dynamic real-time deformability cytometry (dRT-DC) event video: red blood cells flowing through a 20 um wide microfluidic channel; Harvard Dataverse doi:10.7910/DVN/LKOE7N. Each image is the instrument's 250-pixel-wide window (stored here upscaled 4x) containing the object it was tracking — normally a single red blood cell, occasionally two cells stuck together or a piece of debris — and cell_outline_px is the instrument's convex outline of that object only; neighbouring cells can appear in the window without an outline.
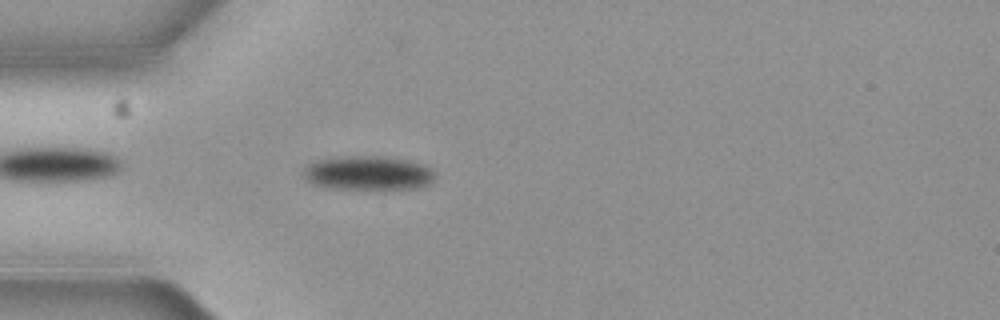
{"species": "common noctule bat (a hibernating species)", "species_latin": "Nyctalus noctula", "temperature_condition": "cold", "stored_images_in_passage": 2, "camera_frame_rate_fps": 3000, "um_per_image_px": 0.085, "animal": {"sex": "female", "body_mass_g": 19.3, "forearm_length_mm": 54.1}, "frame": {"image": 1, "passage_image": 2, "time_ms": 0.333, "image_size_px": [1000, 320], "cell_outline_px": [[432, 180], [428, 184], [416, 188], [332, 188], [312, 184], [304, 176], [304, 168], [308, 164], [316, 160], [352, 156], [376, 156], [408, 160], [424, 164], [432, 172]], "centroid_in_image_um": [31.25, 14.7], "position_along_channel_um": 53.8, "area_um2": 25.49}}